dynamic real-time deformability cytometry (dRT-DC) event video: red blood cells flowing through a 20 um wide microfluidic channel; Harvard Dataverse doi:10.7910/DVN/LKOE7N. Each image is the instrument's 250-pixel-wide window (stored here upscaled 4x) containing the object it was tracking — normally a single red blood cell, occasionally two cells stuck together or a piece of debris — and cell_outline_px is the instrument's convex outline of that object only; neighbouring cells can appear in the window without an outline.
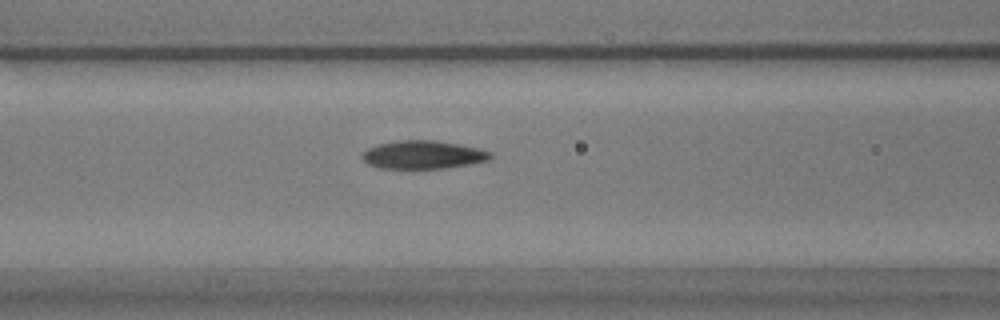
{"species": "common noctule bat (a hibernating species)", "species_latin": "Nyctalus noctula", "temperature_condition": "warm", "stored_images_in_passage": 39, "camera_frame_rate_fps": 3000, "um_per_image_px": 0.085, "animal": {"sex": "male", "body_mass_g": 17.9}, "frame": {"image": 1, "passage_image": 12, "time_ms": 3.667, "image_size_px": [1000, 320], "cell_outline_px": [[492, 156], [488, 160], [468, 164], [440, 168], [380, 168], [368, 164], [360, 156], [368, 148], [376, 144], [396, 140], [432, 140], [480, 148], [492, 152]], "centroid_in_image_um": [35.93, 13.14], "position_along_channel_um": 130.7, "area_um2": 20.92}}
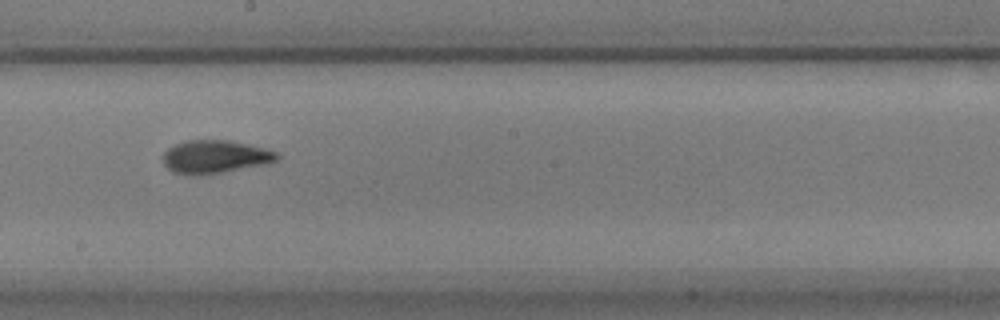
{"frame": {"image": 2, "passage_image": 20, "time_ms": 6.333, "image_size_px": [1000, 320], "cell_outline_px": [[280, 156], [276, 160], [268, 164], [224, 172], [172, 172], [164, 164], [164, 152], [168, 148], [184, 140], [228, 140], [264, 148], [276, 152]], "centroid_in_image_um": [18.33, 13.29], "position_along_channel_um": 229.9, "area_um2": 21.27}}
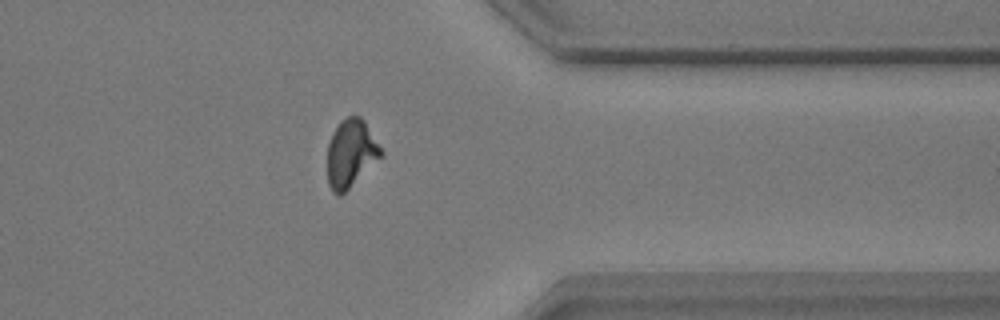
{"frame": {"image": 3, "passage_image": 33, "time_ms": 10.667, "image_size_px": [1000, 320], "cell_outline_px": [[384, 156], [340, 196], [336, 196], [332, 192], [328, 184], [328, 144], [332, 132], [340, 120], [348, 116], [360, 116], [364, 120], [384, 152]], "centroid_in_image_um": [29.83, 13.04], "position_along_channel_um": 381.6, "area_um2": 21.44}}